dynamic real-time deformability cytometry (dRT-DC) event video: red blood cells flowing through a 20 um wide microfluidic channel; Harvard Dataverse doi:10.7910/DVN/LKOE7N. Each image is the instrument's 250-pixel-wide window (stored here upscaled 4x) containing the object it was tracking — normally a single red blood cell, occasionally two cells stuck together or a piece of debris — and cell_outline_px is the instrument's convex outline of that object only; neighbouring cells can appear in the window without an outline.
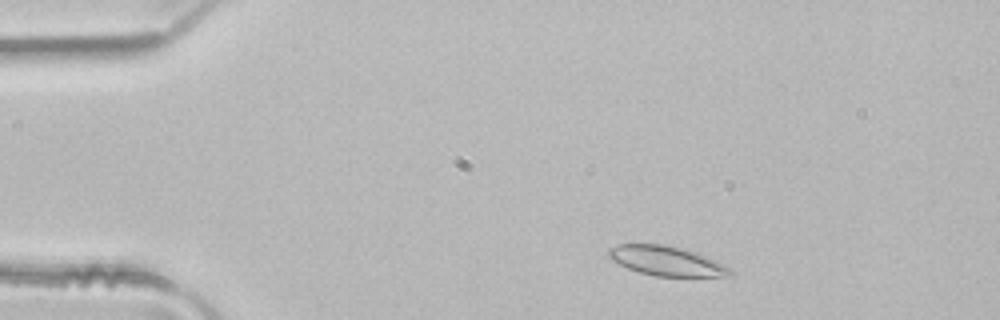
{"species": "common noctule bat (a hibernating species)", "species_latin": "Nyctalus noctula", "temperature_condition": "room temperature", "stored_images_in_passage": 4, "camera_frame_rate_fps": 3000, "um_per_image_px": 0.085, "animal": {"sex": "male", "body_mass_g": 21.5, "forearm_length_mm": 52.0}, "frame": {"image": 1, "passage_image": 1, "time_ms": 0.0, "image_size_px": [1000, 320], "cell_outline_px": [[732, 276], [656, 276], [640, 272], [628, 268], [612, 260], [608, 256], [608, 248], [616, 244], [664, 244], [684, 248], [700, 252], [732, 268]], "centroid_in_image_um": [56.69, 22.16], "position_along_channel_um": 28.3, "area_um2": 21.21}}
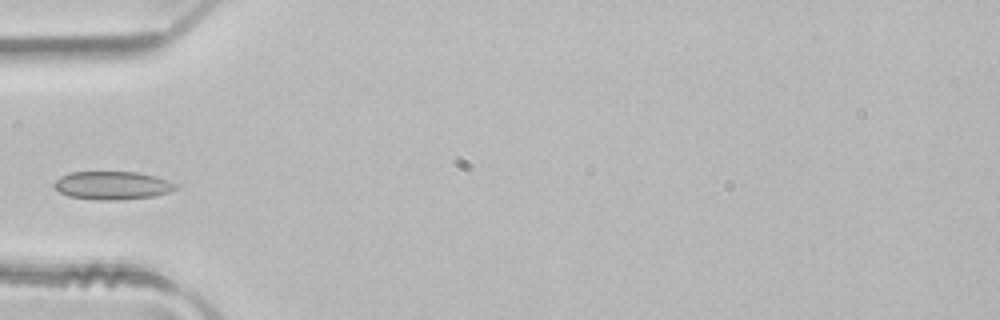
{"frame": {"image": 2, "passage_image": 3, "time_ms": 0.667, "image_size_px": [1000, 320], "cell_outline_px": [[180, 188], [172, 192], [152, 196], [116, 200], [100, 200], [68, 196], [60, 192], [52, 184], [60, 176], [72, 172], [136, 172], [156, 176], [168, 180], [176, 184]], "centroid_in_image_um": [9.58, 15.76], "position_along_channel_um": 75.4, "area_um2": 20.0}}
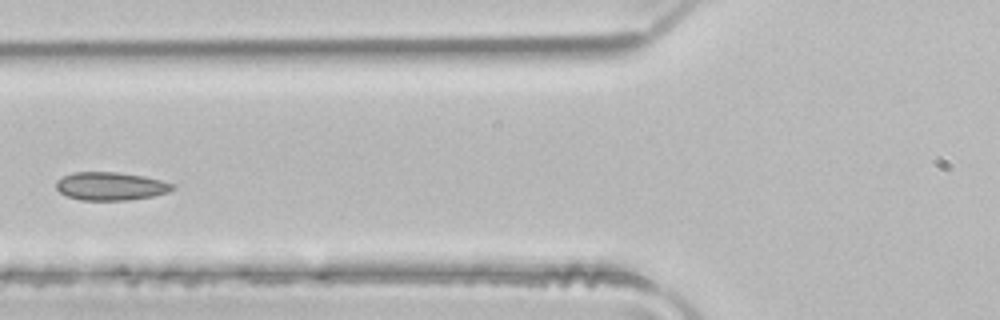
{"frame": {"image": 3, "passage_image": 4, "time_ms": 1.0, "image_size_px": [1000, 320], "cell_outline_px": [[176, 188], [168, 192], [152, 196], [128, 200], [80, 200], [68, 196], [60, 192], [56, 188], [56, 180], [72, 172], [116, 172], [144, 176], [176, 184]], "centroid_in_image_um": [9.42, 15.82], "position_along_channel_um": 116.4, "area_um2": 19.13}}